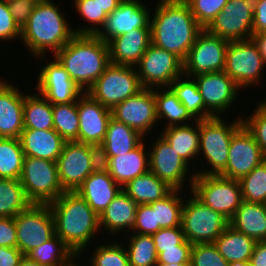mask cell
<instances>
[{
	"instance_id": "obj_1",
	"label": "cell",
	"mask_w": 266,
	"mask_h": 266,
	"mask_svg": "<svg viewBox=\"0 0 266 266\" xmlns=\"http://www.w3.org/2000/svg\"><path fill=\"white\" fill-rule=\"evenodd\" d=\"M150 20L151 43L178 56L182 61L204 29L184 0H155Z\"/></svg>"
},
{
	"instance_id": "obj_2",
	"label": "cell",
	"mask_w": 266,
	"mask_h": 266,
	"mask_svg": "<svg viewBox=\"0 0 266 266\" xmlns=\"http://www.w3.org/2000/svg\"><path fill=\"white\" fill-rule=\"evenodd\" d=\"M48 205L55 222V234L82 259L92 241H98L97 234H102L99 216L77 192H64Z\"/></svg>"
},
{
	"instance_id": "obj_3",
	"label": "cell",
	"mask_w": 266,
	"mask_h": 266,
	"mask_svg": "<svg viewBox=\"0 0 266 266\" xmlns=\"http://www.w3.org/2000/svg\"><path fill=\"white\" fill-rule=\"evenodd\" d=\"M53 1L38 2L27 24L21 29L20 41L28 49L27 52L41 61L48 52L53 56L75 35L67 14L64 15L65 12L59 9L60 4Z\"/></svg>"
},
{
	"instance_id": "obj_4",
	"label": "cell",
	"mask_w": 266,
	"mask_h": 266,
	"mask_svg": "<svg viewBox=\"0 0 266 266\" xmlns=\"http://www.w3.org/2000/svg\"><path fill=\"white\" fill-rule=\"evenodd\" d=\"M53 56L83 92L111 64L108 43L97 35L75 34Z\"/></svg>"
},
{
	"instance_id": "obj_5",
	"label": "cell",
	"mask_w": 266,
	"mask_h": 266,
	"mask_svg": "<svg viewBox=\"0 0 266 266\" xmlns=\"http://www.w3.org/2000/svg\"><path fill=\"white\" fill-rule=\"evenodd\" d=\"M238 114L231 122L223 116L199 121L198 160L207 169L203 166L199 167L201 170L195 167L196 175H219L225 169L232 136L243 125L242 112Z\"/></svg>"
},
{
	"instance_id": "obj_6",
	"label": "cell",
	"mask_w": 266,
	"mask_h": 266,
	"mask_svg": "<svg viewBox=\"0 0 266 266\" xmlns=\"http://www.w3.org/2000/svg\"><path fill=\"white\" fill-rule=\"evenodd\" d=\"M19 181L32 204H50L65 192L59 180L57 163L51 160L24 157Z\"/></svg>"
},
{
	"instance_id": "obj_7",
	"label": "cell",
	"mask_w": 266,
	"mask_h": 266,
	"mask_svg": "<svg viewBox=\"0 0 266 266\" xmlns=\"http://www.w3.org/2000/svg\"><path fill=\"white\" fill-rule=\"evenodd\" d=\"M266 64L252 38L229 41L224 72L244 91L245 88L262 87ZM253 85V86H252ZM250 86V87H249Z\"/></svg>"
},
{
	"instance_id": "obj_8",
	"label": "cell",
	"mask_w": 266,
	"mask_h": 266,
	"mask_svg": "<svg viewBox=\"0 0 266 266\" xmlns=\"http://www.w3.org/2000/svg\"><path fill=\"white\" fill-rule=\"evenodd\" d=\"M182 208L181 226L185 239L193 244L214 243L229 225L220 212L204 205L190 191Z\"/></svg>"
},
{
	"instance_id": "obj_9",
	"label": "cell",
	"mask_w": 266,
	"mask_h": 266,
	"mask_svg": "<svg viewBox=\"0 0 266 266\" xmlns=\"http://www.w3.org/2000/svg\"><path fill=\"white\" fill-rule=\"evenodd\" d=\"M58 176L65 192H75L100 165L98 147L66 141L57 161Z\"/></svg>"
},
{
	"instance_id": "obj_10",
	"label": "cell",
	"mask_w": 266,
	"mask_h": 266,
	"mask_svg": "<svg viewBox=\"0 0 266 266\" xmlns=\"http://www.w3.org/2000/svg\"><path fill=\"white\" fill-rule=\"evenodd\" d=\"M142 89L135 67L110 64L86 93L112 110Z\"/></svg>"
},
{
	"instance_id": "obj_11",
	"label": "cell",
	"mask_w": 266,
	"mask_h": 266,
	"mask_svg": "<svg viewBox=\"0 0 266 266\" xmlns=\"http://www.w3.org/2000/svg\"><path fill=\"white\" fill-rule=\"evenodd\" d=\"M190 192L228 220L243 201L239 181L220 175H195Z\"/></svg>"
},
{
	"instance_id": "obj_12",
	"label": "cell",
	"mask_w": 266,
	"mask_h": 266,
	"mask_svg": "<svg viewBox=\"0 0 266 266\" xmlns=\"http://www.w3.org/2000/svg\"><path fill=\"white\" fill-rule=\"evenodd\" d=\"M155 137V141L149 145L148 149L150 171L173 190H183L186 188V182L189 181L190 184L187 183V189L190 188L191 191L195 172L190 169L191 166L178 155L161 134ZM188 172L192 175H188Z\"/></svg>"
},
{
	"instance_id": "obj_13",
	"label": "cell",
	"mask_w": 266,
	"mask_h": 266,
	"mask_svg": "<svg viewBox=\"0 0 266 266\" xmlns=\"http://www.w3.org/2000/svg\"><path fill=\"white\" fill-rule=\"evenodd\" d=\"M143 88L169 87L183 73V61L175 54L150 44L135 66Z\"/></svg>"
},
{
	"instance_id": "obj_14",
	"label": "cell",
	"mask_w": 266,
	"mask_h": 266,
	"mask_svg": "<svg viewBox=\"0 0 266 266\" xmlns=\"http://www.w3.org/2000/svg\"><path fill=\"white\" fill-rule=\"evenodd\" d=\"M258 4L259 0H228L204 29L228 41L250 39L253 36L254 9Z\"/></svg>"
},
{
	"instance_id": "obj_15",
	"label": "cell",
	"mask_w": 266,
	"mask_h": 266,
	"mask_svg": "<svg viewBox=\"0 0 266 266\" xmlns=\"http://www.w3.org/2000/svg\"><path fill=\"white\" fill-rule=\"evenodd\" d=\"M17 248L27 255L55 235V222L48 204H31L15 216Z\"/></svg>"
},
{
	"instance_id": "obj_16",
	"label": "cell",
	"mask_w": 266,
	"mask_h": 266,
	"mask_svg": "<svg viewBox=\"0 0 266 266\" xmlns=\"http://www.w3.org/2000/svg\"><path fill=\"white\" fill-rule=\"evenodd\" d=\"M229 41L203 29L196 37L183 61V73L194 77L199 74L223 71Z\"/></svg>"
},
{
	"instance_id": "obj_17",
	"label": "cell",
	"mask_w": 266,
	"mask_h": 266,
	"mask_svg": "<svg viewBox=\"0 0 266 266\" xmlns=\"http://www.w3.org/2000/svg\"><path fill=\"white\" fill-rule=\"evenodd\" d=\"M193 78L203 98L205 109L213 117H222V114L224 117V114H228L227 111H231L228 108L233 107L239 92L242 91L224 71L199 74Z\"/></svg>"
},
{
	"instance_id": "obj_18",
	"label": "cell",
	"mask_w": 266,
	"mask_h": 266,
	"mask_svg": "<svg viewBox=\"0 0 266 266\" xmlns=\"http://www.w3.org/2000/svg\"><path fill=\"white\" fill-rule=\"evenodd\" d=\"M111 112L114 119L130 126L145 139L154 127H158L154 89L143 88L117 104Z\"/></svg>"
},
{
	"instance_id": "obj_19",
	"label": "cell",
	"mask_w": 266,
	"mask_h": 266,
	"mask_svg": "<svg viewBox=\"0 0 266 266\" xmlns=\"http://www.w3.org/2000/svg\"><path fill=\"white\" fill-rule=\"evenodd\" d=\"M264 160L266 156L243 124L232 136L227 164L219 175L239 181Z\"/></svg>"
},
{
	"instance_id": "obj_20",
	"label": "cell",
	"mask_w": 266,
	"mask_h": 266,
	"mask_svg": "<svg viewBox=\"0 0 266 266\" xmlns=\"http://www.w3.org/2000/svg\"><path fill=\"white\" fill-rule=\"evenodd\" d=\"M38 72L37 92L51 104L76 102L84 93L54 56ZM49 61V62H48Z\"/></svg>"
},
{
	"instance_id": "obj_21",
	"label": "cell",
	"mask_w": 266,
	"mask_h": 266,
	"mask_svg": "<svg viewBox=\"0 0 266 266\" xmlns=\"http://www.w3.org/2000/svg\"><path fill=\"white\" fill-rule=\"evenodd\" d=\"M141 0H123L109 15L97 34L104 42L137 28H150L151 13Z\"/></svg>"
},
{
	"instance_id": "obj_22",
	"label": "cell",
	"mask_w": 266,
	"mask_h": 266,
	"mask_svg": "<svg viewBox=\"0 0 266 266\" xmlns=\"http://www.w3.org/2000/svg\"><path fill=\"white\" fill-rule=\"evenodd\" d=\"M77 111L79 115L78 142L99 148L105 138L108 122L112 117L111 109L84 92L77 99Z\"/></svg>"
},
{
	"instance_id": "obj_23",
	"label": "cell",
	"mask_w": 266,
	"mask_h": 266,
	"mask_svg": "<svg viewBox=\"0 0 266 266\" xmlns=\"http://www.w3.org/2000/svg\"><path fill=\"white\" fill-rule=\"evenodd\" d=\"M0 78V138H20L24 129V91Z\"/></svg>"
},
{
	"instance_id": "obj_24",
	"label": "cell",
	"mask_w": 266,
	"mask_h": 266,
	"mask_svg": "<svg viewBox=\"0 0 266 266\" xmlns=\"http://www.w3.org/2000/svg\"><path fill=\"white\" fill-rule=\"evenodd\" d=\"M144 139L129 153L114 157H100L101 165L122 188L139 175L150 170L148 145Z\"/></svg>"
},
{
	"instance_id": "obj_25",
	"label": "cell",
	"mask_w": 266,
	"mask_h": 266,
	"mask_svg": "<svg viewBox=\"0 0 266 266\" xmlns=\"http://www.w3.org/2000/svg\"><path fill=\"white\" fill-rule=\"evenodd\" d=\"M121 191L122 187L100 165L75 192L100 216Z\"/></svg>"
},
{
	"instance_id": "obj_26",
	"label": "cell",
	"mask_w": 266,
	"mask_h": 266,
	"mask_svg": "<svg viewBox=\"0 0 266 266\" xmlns=\"http://www.w3.org/2000/svg\"><path fill=\"white\" fill-rule=\"evenodd\" d=\"M110 62L135 67L151 44V28H137L108 42Z\"/></svg>"
},
{
	"instance_id": "obj_27",
	"label": "cell",
	"mask_w": 266,
	"mask_h": 266,
	"mask_svg": "<svg viewBox=\"0 0 266 266\" xmlns=\"http://www.w3.org/2000/svg\"><path fill=\"white\" fill-rule=\"evenodd\" d=\"M137 204L122 190L99 216L102 235L112 234L113 238H120L118 234L131 233L135 223ZM103 230L105 232H103ZM107 231V233H106ZM114 236V237H113ZM117 236V237H116Z\"/></svg>"
},
{
	"instance_id": "obj_28",
	"label": "cell",
	"mask_w": 266,
	"mask_h": 266,
	"mask_svg": "<svg viewBox=\"0 0 266 266\" xmlns=\"http://www.w3.org/2000/svg\"><path fill=\"white\" fill-rule=\"evenodd\" d=\"M19 139L25 157L54 162L57 161L66 142L54 129H23Z\"/></svg>"
},
{
	"instance_id": "obj_29",
	"label": "cell",
	"mask_w": 266,
	"mask_h": 266,
	"mask_svg": "<svg viewBox=\"0 0 266 266\" xmlns=\"http://www.w3.org/2000/svg\"><path fill=\"white\" fill-rule=\"evenodd\" d=\"M145 139L139 132L123 122L110 118L105 138L99 146L100 157H114L129 153Z\"/></svg>"
},
{
	"instance_id": "obj_30",
	"label": "cell",
	"mask_w": 266,
	"mask_h": 266,
	"mask_svg": "<svg viewBox=\"0 0 266 266\" xmlns=\"http://www.w3.org/2000/svg\"><path fill=\"white\" fill-rule=\"evenodd\" d=\"M229 225L256 241L266 240V204L243 200Z\"/></svg>"
},
{
	"instance_id": "obj_31",
	"label": "cell",
	"mask_w": 266,
	"mask_h": 266,
	"mask_svg": "<svg viewBox=\"0 0 266 266\" xmlns=\"http://www.w3.org/2000/svg\"><path fill=\"white\" fill-rule=\"evenodd\" d=\"M162 130L160 134L178 155L191 167H195L192 162L197 163L196 161L198 160L200 145L199 121L187 125L170 126Z\"/></svg>"
},
{
	"instance_id": "obj_32",
	"label": "cell",
	"mask_w": 266,
	"mask_h": 266,
	"mask_svg": "<svg viewBox=\"0 0 266 266\" xmlns=\"http://www.w3.org/2000/svg\"><path fill=\"white\" fill-rule=\"evenodd\" d=\"M122 190L137 204H149L163 199L173 189L150 170L130 180Z\"/></svg>"
},
{
	"instance_id": "obj_33",
	"label": "cell",
	"mask_w": 266,
	"mask_h": 266,
	"mask_svg": "<svg viewBox=\"0 0 266 266\" xmlns=\"http://www.w3.org/2000/svg\"><path fill=\"white\" fill-rule=\"evenodd\" d=\"M154 95L158 122L165 120L160 121V123H165L164 128L195 122L170 87L156 88Z\"/></svg>"
},
{
	"instance_id": "obj_34",
	"label": "cell",
	"mask_w": 266,
	"mask_h": 266,
	"mask_svg": "<svg viewBox=\"0 0 266 266\" xmlns=\"http://www.w3.org/2000/svg\"><path fill=\"white\" fill-rule=\"evenodd\" d=\"M256 240L237 231L230 225L214 241L218 252L228 263L236 261H249L253 253Z\"/></svg>"
},
{
	"instance_id": "obj_35",
	"label": "cell",
	"mask_w": 266,
	"mask_h": 266,
	"mask_svg": "<svg viewBox=\"0 0 266 266\" xmlns=\"http://www.w3.org/2000/svg\"><path fill=\"white\" fill-rule=\"evenodd\" d=\"M24 129H54L52 104L40 93H24Z\"/></svg>"
},
{
	"instance_id": "obj_36",
	"label": "cell",
	"mask_w": 266,
	"mask_h": 266,
	"mask_svg": "<svg viewBox=\"0 0 266 266\" xmlns=\"http://www.w3.org/2000/svg\"><path fill=\"white\" fill-rule=\"evenodd\" d=\"M169 87L173 90L177 99L185 106L186 111L195 121H201L213 117L205 109L203 98L193 77L183 74Z\"/></svg>"
},
{
	"instance_id": "obj_37",
	"label": "cell",
	"mask_w": 266,
	"mask_h": 266,
	"mask_svg": "<svg viewBox=\"0 0 266 266\" xmlns=\"http://www.w3.org/2000/svg\"><path fill=\"white\" fill-rule=\"evenodd\" d=\"M26 256L43 266H69L78 258L56 234Z\"/></svg>"
},
{
	"instance_id": "obj_38",
	"label": "cell",
	"mask_w": 266,
	"mask_h": 266,
	"mask_svg": "<svg viewBox=\"0 0 266 266\" xmlns=\"http://www.w3.org/2000/svg\"><path fill=\"white\" fill-rule=\"evenodd\" d=\"M31 204L18 179L0 178V217H15Z\"/></svg>"
},
{
	"instance_id": "obj_39",
	"label": "cell",
	"mask_w": 266,
	"mask_h": 266,
	"mask_svg": "<svg viewBox=\"0 0 266 266\" xmlns=\"http://www.w3.org/2000/svg\"><path fill=\"white\" fill-rule=\"evenodd\" d=\"M181 192H184V196L181 195ZM185 192L187 191L172 190L163 199L148 204L155 209L156 224H159L160 228L181 226Z\"/></svg>"
},
{
	"instance_id": "obj_40",
	"label": "cell",
	"mask_w": 266,
	"mask_h": 266,
	"mask_svg": "<svg viewBox=\"0 0 266 266\" xmlns=\"http://www.w3.org/2000/svg\"><path fill=\"white\" fill-rule=\"evenodd\" d=\"M123 244L128 254L129 266H156L158 253L151 235L129 233ZM129 238V239H128Z\"/></svg>"
},
{
	"instance_id": "obj_41",
	"label": "cell",
	"mask_w": 266,
	"mask_h": 266,
	"mask_svg": "<svg viewBox=\"0 0 266 266\" xmlns=\"http://www.w3.org/2000/svg\"><path fill=\"white\" fill-rule=\"evenodd\" d=\"M106 239L105 242H97L98 244L93 243L92 251H88L91 253L89 259L87 261V265L89 266H129L128 254L126 251L125 245L121 242V240L116 241V239L110 238L109 241ZM98 245V246H97ZM82 266H85L82 264Z\"/></svg>"
},
{
	"instance_id": "obj_42",
	"label": "cell",
	"mask_w": 266,
	"mask_h": 266,
	"mask_svg": "<svg viewBox=\"0 0 266 266\" xmlns=\"http://www.w3.org/2000/svg\"><path fill=\"white\" fill-rule=\"evenodd\" d=\"M24 157L19 138H0V178L19 180Z\"/></svg>"
},
{
	"instance_id": "obj_43",
	"label": "cell",
	"mask_w": 266,
	"mask_h": 266,
	"mask_svg": "<svg viewBox=\"0 0 266 266\" xmlns=\"http://www.w3.org/2000/svg\"><path fill=\"white\" fill-rule=\"evenodd\" d=\"M54 130L65 141H77L79 132V115L77 101L52 104Z\"/></svg>"
},
{
	"instance_id": "obj_44",
	"label": "cell",
	"mask_w": 266,
	"mask_h": 266,
	"mask_svg": "<svg viewBox=\"0 0 266 266\" xmlns=\"http://www.w3.org/2000/svg\"><path fill=\"white\" fill-rule=\"evenodd\" d=\"M74 3L75 11L80 15L83 21L87 24H83L79 28L78 26L73 27L75 34H88L97 35L100 30L104 27L107 15L100 9L94 0H72Z\"/></svg>"
},
{
	"instance_id": "obj_45",
	"label": "cell",
	"mask_w": 266,
	"mask_h": 266,
	"mask_svg": "<svg viewBox=\"0 0 266 266\" xmlns=\"http://www.w3.org/2000/svg\"><path fill=\"white\" fill-rule=\"evenodd\" d=\"M244 201L266 204V160L239 180Z\"/></svg>"
},
{
	"instance_id": "obj_46",
	"label": "cell",
	"mask_w": 266,
	"mask_h": 266,
	"mask_svg": "<svg viewBox=\"0 0 266 266\" xmlns=\"http://www.w3.org/2000/svg\"><path fill=\"white\" fill-rule=\"evenodd\" d=\"M243 124L253 134L266 156V98L256 104L250 115H242Z\"/></svg>"
},
{
	"instance_id": "obj_47",
	"label": "cell",
	"mask_w": 266,
	"mask_h": 266,
	"mask_svg": "<svg viewBox=\"0 0 266 266\" xmlns=\"http://www.w3.org/2000/svg\"><path fill=\"white\" fill-rule=\"evenodd\" d=\"M191 266H229L218 252L214 243L193 244L190 256Z\"/></svg>"
},
{
	"instance_id": "obj_48",
	"label": "cell",
	"mask_w": 266,
	"mask_h": 266,
	"mask_svg": "<svg viewBox=\"0 0 266 266\" xmlns=\"http://www.w3.org/2000/svg\"><path fill=\"white\" fill-rule=\"evenodd\" d=\"M196 21L205 28L219 14L228 0H184Z\"/></svg>"
},
{
	"instance_id": "obj_49",
	"label": "cell",
	"mask_w": 266,
	"mask_h": 266,
	"mask_svg": "<svg viewBox=\"0 0 266 266\" xmlns=\"http://www.w3.org/2000/svg\"><path fill=\"white\" fill-rule=\"evenodd\" d=\"M159 229L161 228L159 224H156L155 209L148 204L138 205L131 233L153 235Z\"/></svg>"
},
{
	"instance_id": "obj_50",
	"label": "cell",
	"mask_w": 266,
	"mask_h": 266,
	"mask_svg": "<svg viewBox=\"0 0 266 266\" xmlns=\"http://www.w3.org/2000/svg\"><path fill=\"white\" fill-rule=\"evenodd\" d=\"M151 236L158 254L163 249L176 248L177 245H180L185 240L182 226L161 228Z\"/></svg>"
},
{
	"instance_id": "obj_51",
	"label": "cell",
	"mask_w": 266,
	"mask_h": 266,
	"mask_svg": "<svg viewBox=\"0 0 266 266\" xmlns=\"http://www.w3.org/2000/svg\"><path fill=\"white\" fill-rule=\"evenodd\" d=\"M18 37V38H17ZM20 42L21 39V29L15 23L8 3L0 0V42L5 43L11 40Z\"/></svg>"
},
{
	"instance_id": "obj_52",
	"label": "cell",
	"mask_w": 266,
	"mask_h": 266,
	"mask_svg": "<svg viewBox=\"0 0 266 266\" xmlns=\"http://www.w3.org/2000/svg\"><path fill=\"white\" fill-rule=\"evenodd\" d=\"M192 244L186 239L176 248L163 249L158 254L157 263H178V264H190Z\"/></svg>"
},
{
	"instance_id": "obj_53",
	"label": "cell",
	"mask_w": 266,
	"mask_h": 266,
	"mask_svg": "<svg viewBox=\"0 0 266 266\" xmlns=\"http://www.w3.org/2000/svg\"><path fill=\"white\" fill-rule=\"evenodd\" d=\"M36 4L32 0H14L8 3L10 13L20 29L27 24Z\"/></svg>"
},
{
	"instance_id": "obj_54",
	"label": "cell",
	"mask_w": 266,
	"mask_h": 266,
	"mask_svg": "<svg viewBox=\"0 0 266 266\" xmlns=\"http://www.w3.org/2000/svg\"><path fill=\"white\" fill-rule=\"evenodd\" d=\"M0 246L17 247L15 217H0Z\"/></svg>"
},
{
	"instance_id": "obj_55",
	"label": "cell",
	"mask_w": 266,
	"mask_h": 266,
	"mask_svg": "<svg viewBox=\"0 0 266 266\" xmlns=\"http://www.w3.org/2000/svg\"><path fill=\"white\" fill-rule=\"evenodd\" d=\"M23 256L17 247L0 246V266H18Z\"/></svg>"
},
{
	"instance_id": "obj_56",
	"label": "cell",
	"mask_w": 266,
	"mask_h": 266,
	"mask_svg": "<svg viewBox=\"0 0 266 266\" xmlns=\"http://www.w3.org/2000/svg\"><path fill=\"white\" fill-rule=\"evenodd\" d=\"M262 32H266V0H259L253 15V34Z\"/></svg>"
},
{
	"instance_id": "obj_57",
	"label": "cell",
	"mask_w": 266,
	"mask_h": 266,
	"mask_svg": "<svg viewBox=\"0 0 266 266\" xmlns=\"http://www.w3.org/2000/svg\"><path fill=\"white\" fill-rule=\"evenodd\" d=\"M249 263L250 266H266V240L256 242Z\"/></svg>"
},
{
	"instance_id": "obj_58",
	"label": "cell",
	"mask_w": 266,
	"mask_h": 266,
	"mask_svg": "<svg viewBox=\"0 0 266 266\" xmlns=\"http://www.w3.org/2000/svg\"><path fill=\"white\" fill-rule=\"evenodd\" d=\"M100 9L106 14L109 15L112 13L123 0H94Z\"/></svg>"
},
{
	"instance_id": "obj_59",
	"label": "cell",
	"mask_w": 266,
	"mask_h": 266,
	"mask_svg": "<svg viewBox=\"0 0 266 266\" xmlns=\"http://www.w3.org/2000/svg\"><path fill=\"white\" fill-rule=\"evenodd\" d=\"M251 38L254 40L255 44L257 45L258 50L262 55V58L266 64V32L253 34Z\"/></svg>"
},
{
	"instance_id": "obj_60",
	"label": "cell",
	"mask_w": 266,
	"mask_h": 266,
	"mask_svg": "<svg viewBox=\"0 0 266 266\" xmlns=\"http://www.w3.org/2000/svg\"><path fill=\"white\" fill-rule=\"evenodd\" d=\"M18 266H43L24 255Z\"/></svg>"
},
{
	"instance_id": "obj_61",
	"label": "cell",
	"mask_w": 266,
	"mask_h": 266,
	"mask_svg": "<svg viewBox=\"0 0 266 266\" xmlns=\"http://www.w3.org/2000/svg\"><path fill=\"white\" fill-rule=\"evenodd\" d=\"M229 266H250L249 261H236L229 263Z\"/></svg>"
},
{
	"instance_id": "obj_62",
	"label": "cell",
	"mask_w": 266,
	"mask_h": 266,
	"mask_svg": "<svg viewBox=\"0 0 266 266\" xmlns=\"http://www.w3.org/2000/svg\"><path fill=\"white\" fill-rule=\"evenodd\" d=\"M156 266H191V264H178V263L165 264V263H157Z\"/></svg>"
},
{
	"instance_id": "obj_63",
	"label": "cell",
	"mask_w": 266,
	"mask_h": 266,
	"mask_svg": "<svg viewBox=\"0 0 266 266\" xmlns=\"http://www.w3.org/2000/svg\"><path fill=\"white\" fill-rule=\"evenodd\" d=\"M81 260L79 258H77L73 263H71L69 266H82L80 265ZM79 264V265H78Z\"/></svg>"
},
{
	"instance_id": "obj_64",
	"label": "cell",
	"mask_w": 266,
	"mask_h": 266,
	"mask_svg": "<svg viewBox=\"0 0 266 266\" xmlns=\"http://www.w3.org/2000/svg\"><path fill=\"white\" fill-rule=\"evenodd\" d=\"M32 1H34V2L38 3V2L45 1V0H32Z\"/></svg>"
},
{
	"instance_id": "obj_65",
	"label": "cell",
	"mask_w": 266,
	"mask_h": 266,
	"mask_svg": "<svg viewBox=\"0 0 266 266\" xmlns=\"http://www.w3.org/2000/svg\"><path fill=\"white\" fill-rule=\"evenodd\" d=\"M3 1H5L6 3H9V2L14 1V0H3Z\"/></svg>"
}]
</instances>
